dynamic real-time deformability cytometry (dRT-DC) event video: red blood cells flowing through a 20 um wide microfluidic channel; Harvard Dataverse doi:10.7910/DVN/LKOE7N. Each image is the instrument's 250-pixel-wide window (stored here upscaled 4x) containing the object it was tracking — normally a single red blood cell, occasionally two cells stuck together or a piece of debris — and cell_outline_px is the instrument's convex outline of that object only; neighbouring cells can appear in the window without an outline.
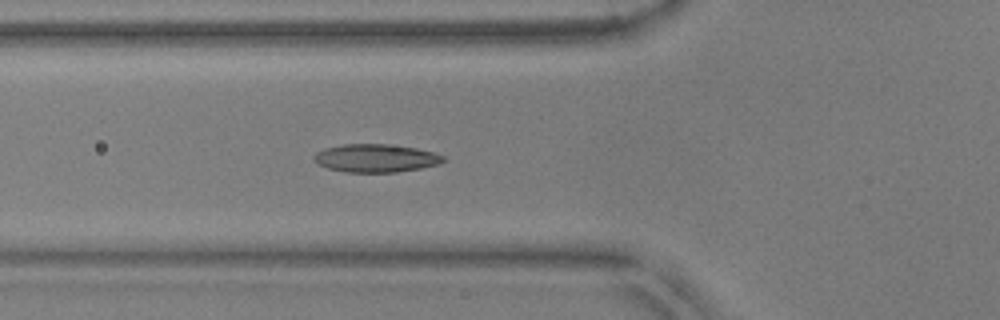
{"species": "common noctule bat (a hibernating species)", "species_latin": "Nyctalus noctula", "temperature_condition": "warm", "stored_images_in_passage": 55, "camera_frame_rate_fps": 3000, "um_per_image_px": 0.085, "animal": {"sex": "male", "body_mass_g": 17.9, "forearm_length_mm": 54.2}, "frame": {"image": 1, "passage_image": 20, "time_ms": 6.333, "image_size_px": [1000, 320], "cell_outline_px": [[448, 160], [440, 164], [420, 168], [396, 172], [344, 172], [328, 168], [316, 164], [312, 160], [312, 156], [316, 152], [324, 148], [344, 144], [388, 144], [416, 148], [432, 152], [444, 156]], "centroid_in_image_um": [31.91, 13.44], "position_along_channel_um": 93.9, "area_um2": 21.39}}
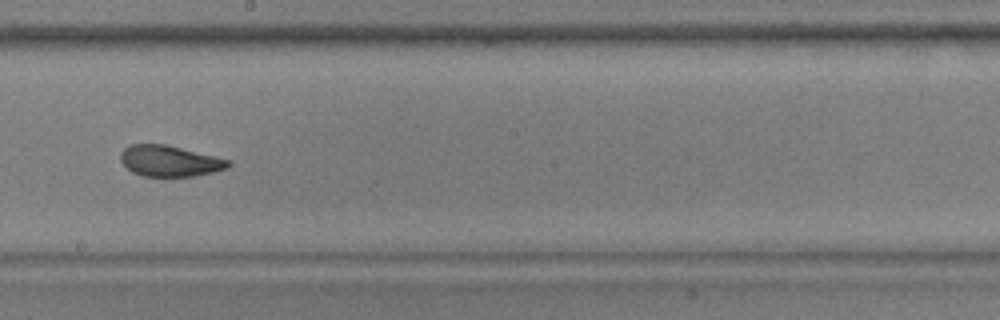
{"frame": {"image": 2, "passage_image": 31, "time_ms": 10.0, "image_size_px": [1000, 320], "cell_outline_px": [[232, 164], [228, 168], [212, 172], [192, 176], [144, 176], [132, 172], [120, 160], [120, 152], [124, 148], [132, 144], [164, 144], [216, 156], [232, 160]], "centroid_in_image_um": [14.44, 13.68], "position_along_channel_um": 233.8, "area_um2": 19.42}}
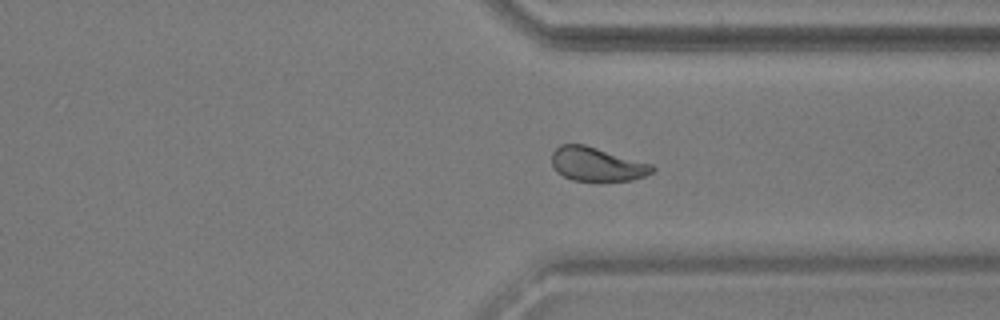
{"frame": {"image": 3, "passage_image": 41, "time_ms": 13.333, "image_size_px": [1000, 320], "cell_outline_px": [[656, 168], [652, 172], [644, 176], [632, 180], [600, 184], [596, 184], [572, 180], [556, 172], [552, 164], [552, 152], [560, 144], [584, 144], [652, 164]], "centroid_in_image_um": [50.73, 14.01], "position_along_channel_um": 360.7, "area_um2": 20.58}, "authors_computed_cell_mechanics": {"area_um2": 20.4612, "velocity_mm_per_s": 3.7984, "shape_relaxation_time_tau1_ms": 6.7864, "shape_relaxation_time_tau2_ms": 1.3318, "deformation_change_tau1": 0.1834, "deformation_change_tau2": 0.0677}}